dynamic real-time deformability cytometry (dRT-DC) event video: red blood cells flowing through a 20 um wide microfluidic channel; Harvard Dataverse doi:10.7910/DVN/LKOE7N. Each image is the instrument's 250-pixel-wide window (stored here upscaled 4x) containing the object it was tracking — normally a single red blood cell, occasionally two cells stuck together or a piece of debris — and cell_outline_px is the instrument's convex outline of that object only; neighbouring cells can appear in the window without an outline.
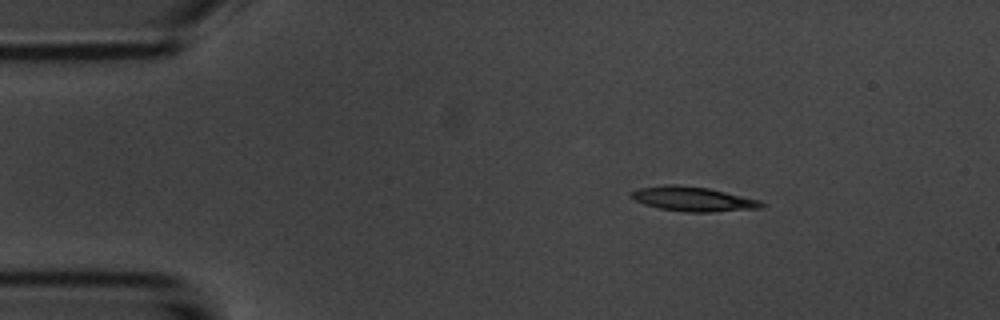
{"species": "common noctule bat (a hibernating species)", "species_latin": "Nyctalus noctula", "temperature_condition": "room temperature", "stored_images_in_passage": 3, "camera_frame_rate_fps": 3000, "um_per_image_px": 0.085, "animal": {"sex": "male", "body_mass_g": 20.1, "forearm_length_mm": 53.5}, "frame": {"image": 1, "passage_image": 1, "time_ms": 0.0, "image_size_px": [1000, 320], "cell_outline_px": [[768, 204], [760, 208], [712, 212], [684, 212], [660, 208], [644, 204], [632, 200], [628, 196], [632, 192], [640, 188], [664, 184], [676, 184], [708, 188], [760, 200]], "centroid_in_image_um": [58.89, 16.91], "position_along_channel_um": 26.1, "area_um2": 18.73}}
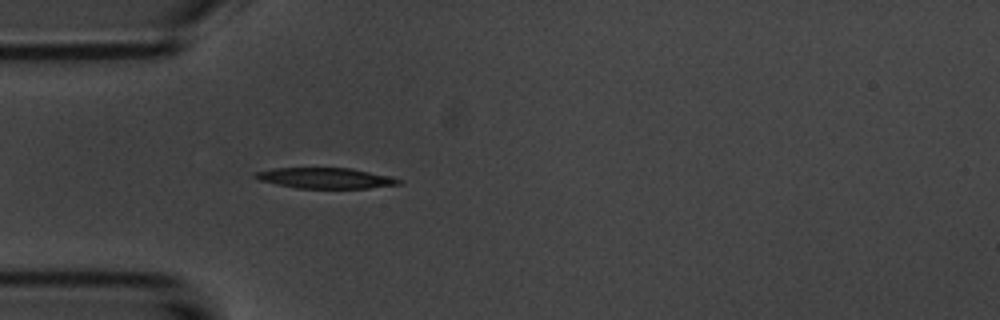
{"frame": {"image": 2, "passage_image": 3, "time_ms": 2.333, "image_size_px": [1000, 320], "cell_outline_px": [[404, 180], [400, 184], [368, 188], [296, 188], [276, 184], [260, 180], [252, 176], [256, 172], [272, 168], [352, 168], [388, 176]], "centroid_in_image_um": [27.66, 15.14], "position_along_channel_um": 57.3, "area_um2": 17.17}}